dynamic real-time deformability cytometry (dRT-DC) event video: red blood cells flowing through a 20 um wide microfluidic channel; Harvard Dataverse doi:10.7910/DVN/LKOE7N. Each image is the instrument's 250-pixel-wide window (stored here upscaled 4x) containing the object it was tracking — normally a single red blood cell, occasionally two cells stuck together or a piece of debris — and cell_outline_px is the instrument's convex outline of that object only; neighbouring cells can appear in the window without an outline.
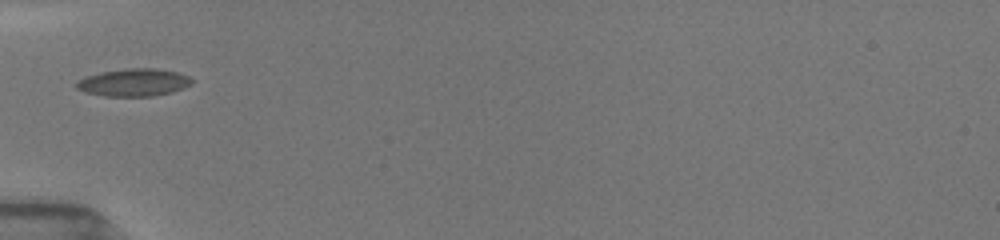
{"species": "common noctule bat (a hibernating species)", "species_latin": "Nyctalus noctula", "temperature_condition": "room temperature", "stored_images_in_passage": 2, "camera_frame_rate_fps": 3000, "um_per_image_px": 0.085, "animal": {"sex": "female", "body_mass_g": 19.5, "forearm_length_mm": 54.1}, "frame": {"image": 1, "passage_image": 1, "time_ms": 0.0, "image_size_px": [1000, 240], "cell_outline_px": [[192, 84], [184, 88], [172, 92], [152, 96], [104, 96], [88, 92], [76, 88], [76, 80], [88, 76], [104, 72], [128, 68], [152, 68], [176, 72], [188, 76], [192, 80]], "centroid_in_image_um": [11.39, 7.01], "position_along_channel_um": 73.6, "area_um2": 18.26}}
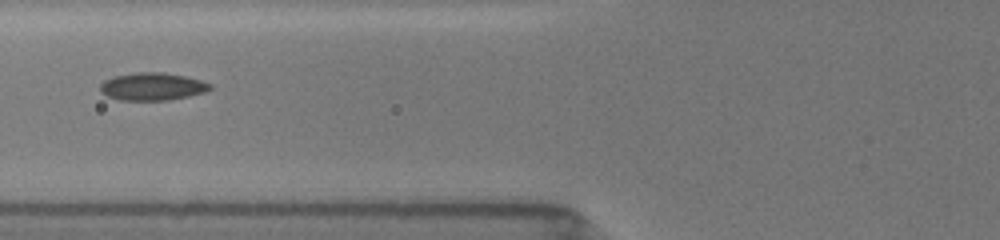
{"frame": {"image": 2, "passage_image": 2, "time_ms": 1.0, "image_size_px": [1000, 240], "cell_outline_px": [[212, 88], [204, 92], [188, 96], [168, 100], [120, 100], [108, 96], [100, 92], [100, 84], [104, 80], [112, 76], [140, 72], [164, 72], [184, 76], [200, 80], [212, 84]], "centroid_in_image_um": [12.93, 7.35], "position_along_channel_um": 112.9, "area_um2": 17.69}}